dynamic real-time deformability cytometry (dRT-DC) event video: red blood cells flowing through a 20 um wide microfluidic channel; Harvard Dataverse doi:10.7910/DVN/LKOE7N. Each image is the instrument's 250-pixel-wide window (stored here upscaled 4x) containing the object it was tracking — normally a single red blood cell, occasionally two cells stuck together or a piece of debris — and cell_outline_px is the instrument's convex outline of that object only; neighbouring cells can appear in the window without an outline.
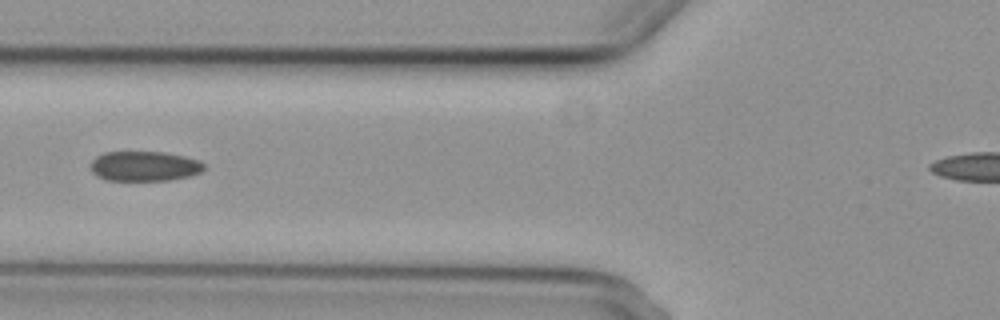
{"species": "common noctule bat (a hibernating species)", "species_latin": "Nyctalus noctula", "temperature_condition": "cold", "stored_images_in_passage": 5, "camera_frame_rate_fps": 3000, "um_per_image_px": 0.085, "animal": {"sex": "female", "body_mass_g": 29.2, "forearm_length_mm": 56.3}, "frame": {"image": 1, "passage_image": 5, "time_ms": 5.333, "image_size_px": [1000, 320], "cell_outline_px": [[204, 168], [200, 172], [192, 176], [168, 180], [108, 180], [96, 176], [92, 172], [92, 160], [96, 156], [104, 152], [164, 152], [184, 156], [200, 160], [204, 164]], "centroid_in_image_um": [12.29, 14.12], "position_along_channel_um": 113.5, "area_um2": 19.77}}